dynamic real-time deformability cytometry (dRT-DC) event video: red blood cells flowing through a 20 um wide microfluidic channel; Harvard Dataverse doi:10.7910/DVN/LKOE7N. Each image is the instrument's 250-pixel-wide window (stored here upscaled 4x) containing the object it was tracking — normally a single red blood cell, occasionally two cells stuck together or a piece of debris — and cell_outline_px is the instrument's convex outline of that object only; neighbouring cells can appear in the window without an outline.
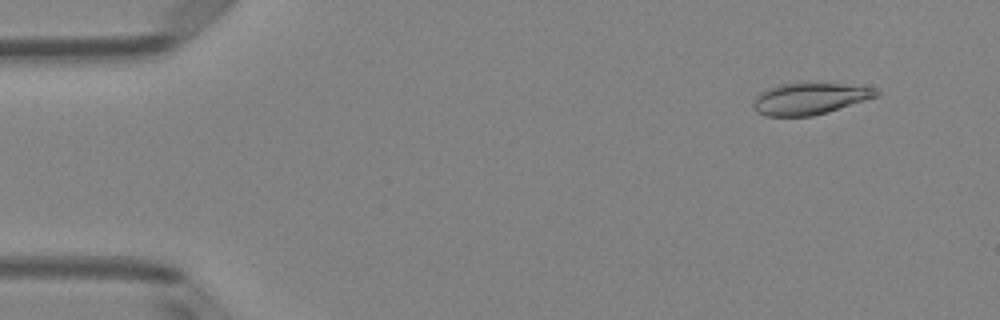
{"species": "Egyptian fruit bat (a non-hibernating species)", "species_latin": "Rousettus aegyptiacus", "temperature_condition": "room temperature", "stored_images_in_passage": 51, "camera_frame_rate_fps": 3000, "um_per_image_px": 0.085, "animal": {"sex": "female"}, "frame": {"image": 1, "passage_image": 5, "time_ms": 1.333, "image_size_px": [1000, 320], "cell_outline_px": [[880, 96], [828, 112], [812, 116], [764, 116], [756, 112], [752, 104], [756, 96], [768, 88], [780, 84], [844, 84], [872, 88], [880, 92]], "centroid_in_image_um": [68.82, 8.41], "position_along_channel_um": 16.2, "area_um2": 22.43}}
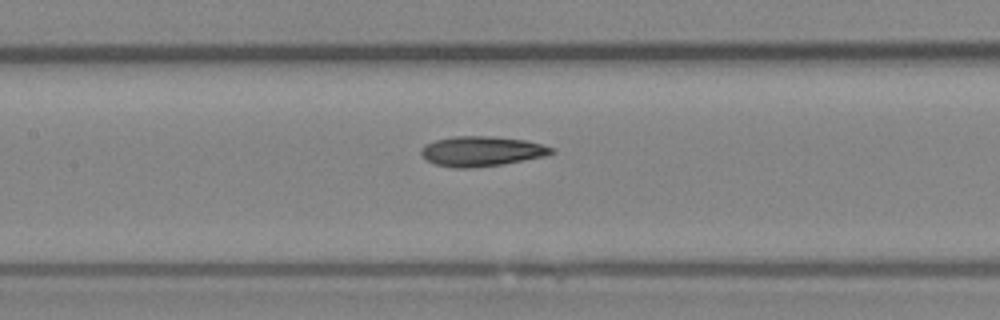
{"frame": {"image": 2, "passage_image": 24, "time_ms": 7.667, "image_size_px": [1000, 320], "cell_outline_px": [[556, 152], [544, 156], [524, 160], [500, 164], [468, 168], [456, 168], [436, 164], [428, 160], [420, 152], [424, 144], [436, 140], [452, 136], [492, 136], [524, 140], [540, 144], [552, 148]], "centroid_in_image_um": [40.92, 12.84], "position_along_channel_um": 166.5, "area_um2": 22.43}}
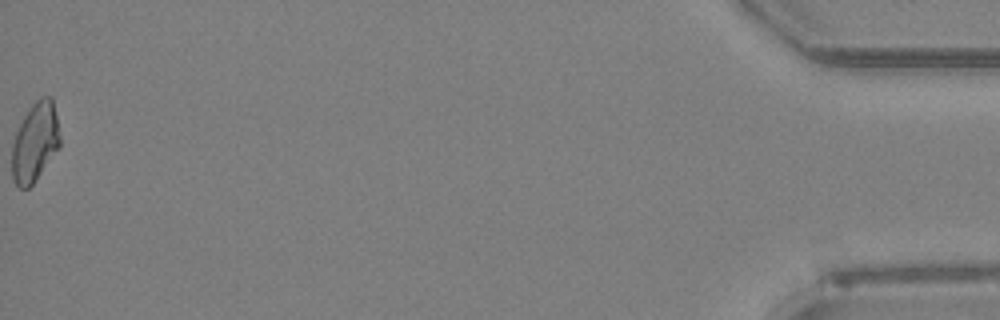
{"frame": {"image": 3, "passage_image": 51, "time_ms": 16.667, "image_size_px": [1000, 320], "cell_outline_px": [[60, 144], [36, 180], [28, 188], [20, 188], [12, 180], [12, 144], [16, 132], [24, 116], [32, 104], [40, 96], [52, 96], [60, 136]], "centroid_in_image_um": [2.96, 12.07], "position_along_channel_um": 432.2, "area_um2": 21.91}, "authors_computed_cell_mechanics": {"area_um2": 22.4264, "velocity_mm_per_s": 4.0543, "shape_relaxation_time_tau1_ms": 5.0292, "shape_relaxation_time_tau2_ms": 1.3145, "deformation_change_tau1": 0.1534, "deformation_change_tau2": 0.0686}}